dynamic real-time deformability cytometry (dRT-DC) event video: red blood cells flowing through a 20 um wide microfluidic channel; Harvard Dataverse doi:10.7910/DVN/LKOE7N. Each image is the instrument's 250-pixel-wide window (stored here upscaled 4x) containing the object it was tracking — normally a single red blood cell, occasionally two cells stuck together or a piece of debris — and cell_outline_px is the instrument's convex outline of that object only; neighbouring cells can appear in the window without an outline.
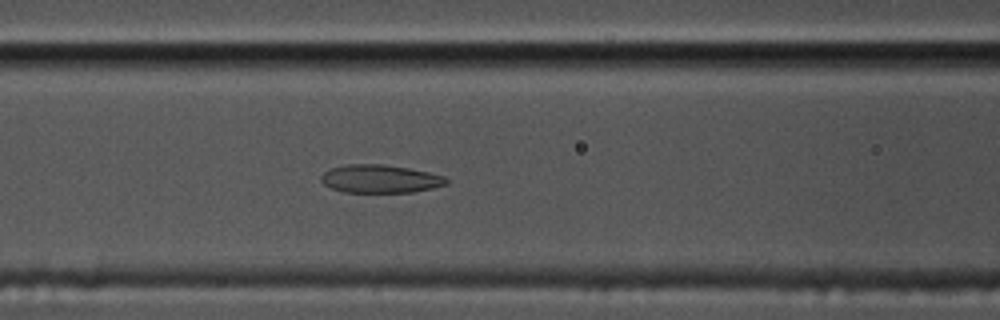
{"species": "common noctule bat (a hibernating species)", "species_latin": "Nyctalus noctula", "temperature_condition": "cold", "stored_images_in_passage": 53, "camera_frame_rate_fps": 3000, "um_per_image_px": 0.085, "animal": {"sex": "male", "body_mass_g": 17.5, "forearm_length_mm": 52.3}, "frame": {"image": 1, "passage_image": 19, "time_ms": 6.0, "image_size_px": [1000, 320], "cell_outline_px": [[448, 184], [432, 188], [412, 192], [344, 192], [332, 188], [324, 184], [320, 180], [320, 176], [324, 172], [332, 168], [348, 164], [384, 164], [408, 168], [428, 172], [444, 176], [448, 180]], "centroid_in_image_um": [32.31, 15.2], "position_along_channel_um": 134.3, "area_um2": 20.46}}
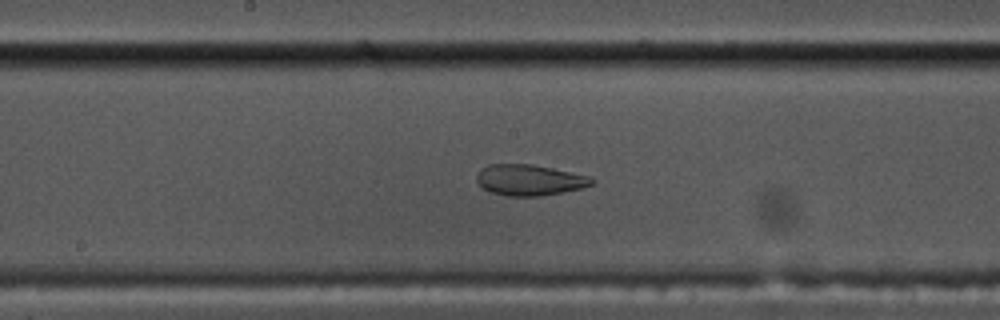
{"frame": {"image": 2, "passage_image": 25, "time_ms": 8.0, "image_size_px": [1000, 320], "cell_outline_px": [[596, 180], [592, 184], [580, 188], [540, 196], [508, 196], [492, 192], [484, 188], [476, 180], [476, 176], [488, 164], [532, 164], [592, 176]], "centroid_in_image_um": [45.04, 15.29], "position_along_channel_um": 203.2, "area_um2": 20.52}}
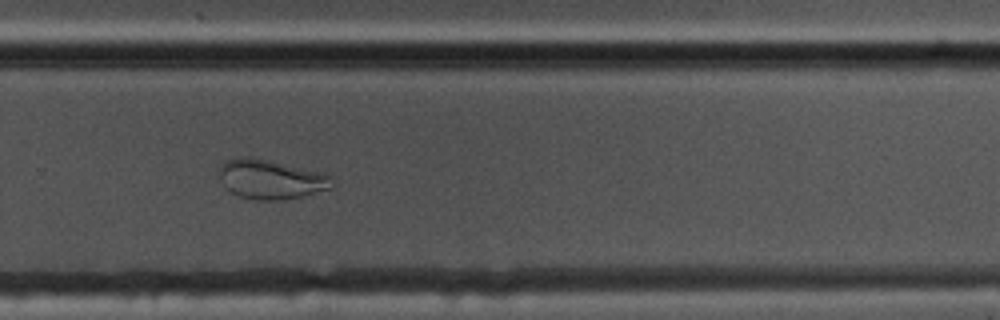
{"frame": {"image": 3, "passage_image": 34, "time_ms": 11.0, "image_size_px": [1000, 320], "cell_outline_px": [[332, 188], [300, 196], [280, 200], [256, 200], [240, 196], [224, 188], [220, 180], [220, 164], [236, 156], [244, 156], [268, 160], [324, 172], [332, 176]], "centroid_in_image_um": [23.01, 15.23], "position_along_channel_um": 306.8, "area_um2": 25.95}, "authors_computed_cell_mechanics": {"area_um2": 22.1374, "velocity_mm_per_s": 3.4597, "shape_relaxation_time_tau1_ms": null, "shape_relaxation_time_tau2_ms": 1.4799, "deformation_change_tau1": null, "deformation_change_tau2": 0.0761}}